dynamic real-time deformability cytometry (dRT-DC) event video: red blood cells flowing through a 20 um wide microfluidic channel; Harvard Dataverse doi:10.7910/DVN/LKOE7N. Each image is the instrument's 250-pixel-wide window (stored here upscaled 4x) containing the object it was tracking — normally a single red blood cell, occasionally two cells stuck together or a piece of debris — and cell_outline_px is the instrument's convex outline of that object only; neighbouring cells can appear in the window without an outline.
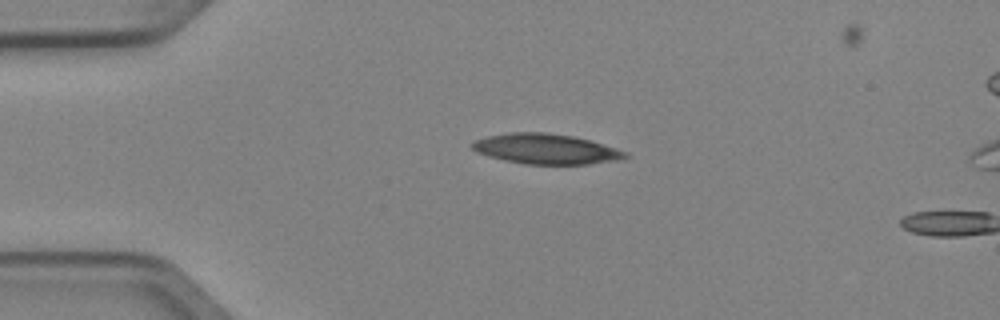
{"species": "Egyptian fruit bat (a non-hibernating species)", "species_latin": "Rousettus aegyptiacus", "temperature_condition": "cold", "stored_images_in_passage": 5, "camera_frame_rate_fps": 3000, "um_per_image_px": 0.085, "animal": {"sex": "female"}, "frame": {"image": 1, "passage_image": 4, "time_ms": 1.0, "image_size_px": [1000, 320], "cell_outline_px": [[628, 156], [616, 160], [588, 164], [524, 164], [504, 160], [488, 156], [476, 152], [472, 148], [472, 144], [476, 140], [488, 136], [508, 132], [548, 132], [572, 136], [588, 140], [628, 152]], "centroid_in_image_um": [46.37, 12.66], "position_along_channel_um": 38.6, "area_um2": 26.7}}